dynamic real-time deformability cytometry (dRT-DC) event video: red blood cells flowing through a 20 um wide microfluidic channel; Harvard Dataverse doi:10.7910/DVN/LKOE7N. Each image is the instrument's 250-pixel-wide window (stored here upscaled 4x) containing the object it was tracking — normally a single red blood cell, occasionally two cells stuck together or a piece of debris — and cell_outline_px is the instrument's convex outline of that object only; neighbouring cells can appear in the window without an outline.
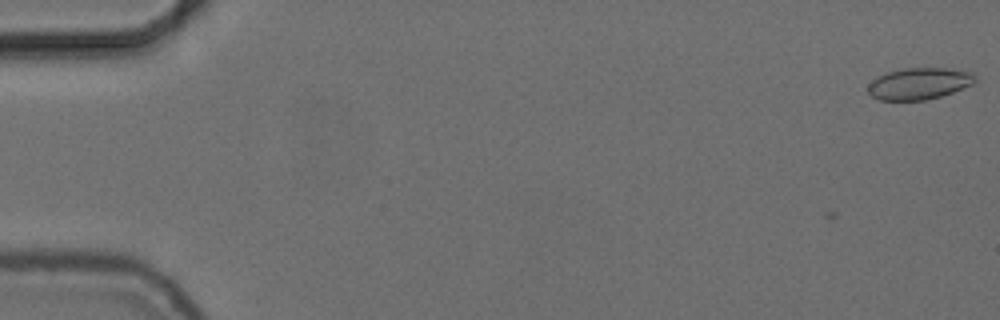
{"species": "common noctule bat (a hibernating species)", "species_latin": "Nyctalus noctula", "temperature_condition": "cold", "stored_images_in_passage": 2, "camera_frame_rate_fps": 3000, "um_per_image_px": 0.085, "animal": {"sex": "female", "body_mass_g": 24.6, "forearm_length_mm": 56.2}, "frame": {"image": 1, "passage_image": 2, "time_ms": 0.333, "image_size_px": [1000, 320], "cell_outline_px": [[976, 80], [972, 84], [952, 92], [940, 96], [924, 100], [880, 100], [872, 96], [868, 92], [868, 84], [876, 76], [888, 72], [904, 68], [948, 68], [976, 72]], "centroid_in_image_um": [78.13, 7.09], "position_along_channel_um": 6.9, "area_um2": 19.83}}